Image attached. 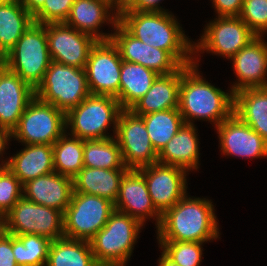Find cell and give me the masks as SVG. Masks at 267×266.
<instances>
[{"label": "cell", "mask_w": 267, "mask_h": 266, "mask_svg": "<svg viewBox=\"0 0 267 266\" xmlns=\"http://www.w3.org/2000/svg\"><path fill=\"white\" fill-rule=\"evenodd\" d=\"M189 196L187 193L162 215L156 229L158 241L205 243L220 238L213 202Z\"/></svg>", "instance_id": "cell-3"}, {"label": "cell", "mask_w": 267, "mask_h": 266, "mask_svg": "<svg viewBox=\"0 0 267 266\" xmlns=\"http://www.w3.org/2000/svg\"><path fill=\"white\" fill-rule=\"evenodd\" d=\"M0 227L13 236L36 234L51 241L64 236L63 212L22 196L6 214Z\"/></svg>", "instance_id": "cell-8"}, {"label": "cell", "mask_w": 267, "mask_h": 266, "mask_svg": "<svg viewBox=\"0 0 267 266\" xmlns=\"http://www.w3.org/2000/svg\"><path fill=\"white\" fill-rule=\"evenodd\" d=\"M84 167L103 169H128L115 137L83 140Z\"/></svg>", "instance_id": "cell-31"}, {"label": "cell", "mask_w": 267, "mask_h": 266, "mask_svg": "<svg viewBox=\"0 0 267 266\" xmlns=\"http://www.w3.org/2000/svg\"><path fill=\"white\" fill-rule=\"evenodd\" d=\"M113 3L119 9V0H108Z\"/></svg>", "instance_id": "cell-46"}, {"label": "cell", "mask_w": 267, "mask_h": 266, "mask_svg": "<svg viewBox=\"0 0 267 266\" xmlns=\"http://www.w3.org/2000/svg\"><path fill=\"white\" fill-rule=\"evenodd\" d=\"M6 158V167L22 185L37 177L54 172L53 145L31 144Z\"/></svg>", "instance_id": "cell-24"}, {"label": "cell", "mask_w": 267, "mask_h": 266, "mask_svg": "<svg viewBox=\"0 0 267 266\" xmlns=\"http://www.w3.org/2000/svg\"><path fill=\"white\" fill-rule=\"evenodd\" d=\"M89 95L85 69L55 61L50 62L43 81L35 89L36 98L65 114Z\"/></svg>", "instance_id": "cell-7"}, {"label": "cell", "mask_w": 267, "mask_h": 266, "mask_svg": "<svg viewBox=\"0 0 267 266\" xmlns=\"http://www.w3.org/2000/svg\"><path fill=\"white\" fill-rule=\"evenodd\" d=\"M118 22L119 9L108 0H75L65 21L67 25L93 36L97 41L111 39L112 34L99 31L103 24H112L114 28Z\"/></svg>", "instance_id": "cell-20"}, {"label": "cell", "mask_w": 267, "mask_h": 266, "mask_svg": "<svg viewBox=\"0 0 267 266\" xmlns=\"http://www.w3.org/2000/svg\"><path fill=\"white\" fill-rule=\"evenodd\" d=\"M23 196V185L7 168H0V223L14 204Z\"/></svg>", "instance_id": "cell-36"}, {"label": "cell", "mask_w": 267, "mask_h": 266, "mask_svg": "<svg viewBox=\"0 0 267 266\" xmlns=\"http://www.w3.org/2000/svg\"><path fill=\"white\" fill-rule=\"evenodd\" d=\"M0 266H18L12 251V235L0 227Z\"/></svg>", "instance_id": "cell-39"}, {"label": "cell", "mask_w": 267, "mask_h": 266, "mask_svg": "<svg viewBox=\"0 0 267 266\" xmlns=\"http://www.w3.org/2000/svg\"><path fill=\"white\" fill-rule=\"evenodd\" d=\"M122 110L115 97L90 94L65 114L66 130H70L69 135L83 140L112 138ZM111 124L114 133L112 136L106 133Z\"/></svg>", "instance_id": "cell-5"}, {"label": "cell", "mask_w": 267, "mask_h": 266, "mask_svg": "<svg viewBox=\"0 0 267 266\" xmlns=\"http://www.w3.org/2000/svg\"><path fill=\"white\" fill-rule=\"evenodd\" d=\"M45 266H99L89 241L61 237L51 241Z\"/></svg>", "instance_id": "cell-30"}, {"label": "cell", "mask_w": 267, "mask_h": 266, "mask_svg": "<svg viewBox=\"0 0 267 266\" xmlns=\"http://www.w3.org/2000/svg\"><path fill=\"white\" fill-rule=\"evenodd\" d=\"M119 23L143 43L168 51L182 66L194 63V41L173 13L119 10Z\"/></svg>", "instance_id": "cell-1"}, {"label": "cell", "mask_w": 267, "mask_h": 266, "mask_svg": "<svg viewBox=\"0 0 267 266\" xmlns=\"http://www.w3.org/2000/svg\"><path fill=\"white\" fill-rule=\"evenodd\" d=\"M25 9L34 16L44 5L46 0H18Z\"/></svg>", "instance_id": "cell-42"}, {"label": "cell", "mask_w": 267, "mask_h": 266, "mask_svg": "<svg viewBox=\"0 0 267 266\" xmlns=\"http://www.w3.org/2000/svg\"><path fill=\"white\" fill-rule=\"evenodd\" d=\"M49 54L52 61L85 68L91 48L97 40L65 22L46 24Z\"/></svg>", "instance_id": "cell-16"}, {"label": "cell", "mask_w": 267, "mask_h": 266, "mask_svg": "<svg viewBox=\"0 0 267 266\" xmlns=\"http://www.w3.org/2000/svg\"><path fill=\"white\" fill-rule=\"evenodd\" d=\"M67 131L53 144L54 171L73 179L84 167L83 139Z\"/></svg>", "instance_id": "cell-33"}, {"label": "cell", "mask_w": 267, "mask_h": 266, "mask_svg": "<svg viewBox=\"0 0 267 266\" xmlns=\"http://www.w3.org/2000/svg\"><path fill=\"white\" fill-rule=\"evenodd\" d=\"M158 76L147 67L122 60L119 88V103L122 109H130L148 92Z\"/></svg>", "instance_id": "cell-28"}, {"label": "cell", "mask_w": 267, "mask_h": 266, "mask_svg": "<svg viewBox=\"0 0 267 266\" xmlns=\"http://www.w3.org/2000/svg\"><path fill=\"white\" fill-rule=\"evenodd\" d=\"M51 57L46 24L33 22L14 47L2 58V63L34 89L43 81Z\"/></svg>", "instance_id": "cell-6"}, {"label": "cell", "mask_w": 267, "mask_h": 266, "mask_svg": "<svg viewBox=\"0 0 267 266\" xmlns=\"http://www.w3.org/2000/svg\"><path fill=\"white\" fill-rule=\"evenodd\" d=\"M234 114L267 142V87L236 92Z\"/></svg>", "instance_id": "cell-27"}, {"label": "cell", "mask_w": 267, "mask_h": 266, "mask_svg": "<svg viewBox=\"0 0 267 266\" xmlns=\"http://www.w3.org/2000/svg\"><path fill=\"white\" fill-rule=\"evenodd\" d=\"M12 139L11 131L5 127L0 126V159L4 158L3 154L6 153L5 149ZM9 141V142H8Z\"/></svg>", "instance_id": "cell-43"}, {"label": "cell", "mask_w": 267, "mask_h": 266, "mask_svg": "<svg viewBox=\"0 0 267 266\" xmlns=\"http://www.w3.org/2000/svg\"><path fill=\"white\" fill-rule=\"evenodd\" d=\"M1 167H6V161L4 159H2V161L0 163V168Z\"/></svg>", "instance_id": "cell-47"}, {"label": "cell", "mask_w": 267, "mask_h": 266, "mask_svg": "<svg viewBox=\"0 0 267 266\" xmlns=\"http://www.w3.org/2000/svg\"><path fill=\"white\" fill-rule=\"evenodd\" d=\"M141 117L157 153L164 148L185 123L178 108L152 112Z\"/></svg>", "instance_id": "cell-32"}, {"label": "cell", "mask_w": 267, "mask_h": 266, "mask_svg": "<svg viewBox=\"0 0 267 266\" xmlns=\"http://www.w3.org/2000/svg\"><path fill=\"white\" fill-rule=\"evenodd\" d=\"M143 225L135 218L114 210L105 226L90 240L99 266H126Z\"/></svg>", "instance_id": "cell-4"}, {"label": "cell", "mask_w": 267, "mask_h": 266, "mask_svg": "<svg viewBox=\"0 0 267 266\" xmlns=\"http://www.w3.org/2000/svg\"><path fill=\"white\" fill-rule=\"evenodd\" d=\"M239 17L257 36L267 34V0H244Z\"/></svg>", "instance_id": "cell-37"}, {"label": "cell", "mask_w": 267, "mask_h": 266, "mask_svg": "<svg viewBox=\"0 0 267 266\" xmlns=\"http://www.w3.org/2000/svg\"><path fill=\"white\" fill-rule=\"evenodd\" d=\"M199 42H193L194 56L204 51L230 60L257 35L239 16H216L206 24Z\"/></svg>", "instance_id": "cell-11"}, {"label": "cell", "mask_w": 267, "mask_h": 266, "mask_svg": "<svg viewBox=\"0 0 267 266\" xmlns=\"http://www.w3.org/2000/svg\"><path fill=\"white\" fill-rule=\"evenodd\" d=\"M75 0H46L42 8L33 16L36 23L65 22L70 15Z\"/></svg>", "instance_id": "cell-38"}, {"label": "cell", "mask_w": 267, "mask_h": 266, "mask_svg": "<svg viewBox=\"0 0 267 266\" xmlns=\"http://www.w3.org/2000/svg\"><path fill=\"white\" fill-rule=\"evenodd\" d=\"M196 125L184 123L179 131L158 153V162L180 167L187 171L197 170L200 166L199 139Z\"/></svg>", "instance_id": "cell-23"}, {"label": "cell", "mask_w": 267, "mask_h": 266, "mask_svg": "<svg viewBox=\"0 0 267 266\" xmlns=\"http://www.w3.org/2000/svg\"><path fill=\"white\" fill-rule=\"evenodd\" d=\"M127 170L83 167L73 177V192L99 196L115 203L121 178Z\"/></svg>", "instance_id": "cell-26"}, {"label": "cell", "mask_w": 267, "mask_h": 266, "mask_svg": "<svg viewBox=\"0 0 267 266\" xmlns=\"http://www.w3.org/2000/svg\"><path fill=\"white\" fill-rule=\"evenodd\" d=\"M223 155L241 158H267V142L236 114L216 127Z\"/></svg>", "instance_id": "cell-18"}, {"label": "cell", "mask_w": 267, "mask_h": 266, "mask_svg": "<svg viewBox=\"0 0 267 266\" xmlns=\"http://www.w3.org/2000/svg\"><path fill=\"white\" fill-rule=\"evenodd\" d=\"M161 251L180 266H200L203 243L189 241H158Z\"/></svg>", "instance_id": "cell-35"}, {"label": "cell", "mask_w": 267, "mask_h": 266, "mask_svg": "<svg viewBox=\"0 0 267 266\" xmlns=\"http://www.w3.org/2000/svg\"><path fill=\"white\" fill-rule=\"evenodd\" d=\"M264 37L257 36L231 58L238 80L230 88L234 94L247 88L267 87V42Z\"/></svg>", "instance_id": "cell-19"}, {"label": "cell", "mask_w": 267, "mask_h": 266, "mask_svg": "<svg viewBox=\"0 0 267 266\" xmlns=\"http://www.w3.org/2000/svg\"><path fill=\"white\" fill-rule=\"evenodd\" d=\"M65 132V113L35 97L11 134L22 145H53Z\"/></svg>", "instance_id": "cell-9"}, {"label": "cell", "mask_w": 267, "mask_h": 266, "mask_svg": "<svg viewBox=\"0 0 267 266\" xmlns=\"http://www.w3.org/2000/svg\"><path fill=\"white\" fill-rule=\"evenodd\" d=\"M114 203L99 196L73 192L63 213L64 236L89 241L107 223Z\"/></svg>", "instance_id": "cell-10"}, {"label": "cell", "mask_w": 267, "mask_h": 266, "mask_svg": "<svg viewBox=\"0 0 267 266\" xmlns=\"http://www.w3.org/2000/svg\"><path fill=\"white\" fill-rule=\"evenodd\" d=\"M9 0H0V6L4 5L5 3H7Z\"/></svg>", "instance_id": "cell-48"}, {"label": "cell", "mask_w": 267, "mask_h": 266, "mask_svg": "<svg viewBox=\"0 0 267 266\" xmlns=\"http://www.w3.org/2000/svg\"><path fill=\"white\" fill-rule=\"evenodd\" d=\"M34 98L35 89L2 64L0 66V126L12 132Z\"/></svg>", "instance_id": "cell-21"}, {"label": "cell", "mask_w": 267, "mask_h": 266, "mask_svg": "<svg viewBox=\"0 0 267 266\" xmlns=\"http://www.w3.org/2000/svg\"><path fill=\"white\" fill-rule=\"evenodd\" d=\"M113 29L111 40L118 48L122 60L140 64L158 75H169L182 67L168 51L143 43L119 22Z\"/></svg>", "instance_id": "cell-15"}, {"label": "cell", "mask_w": 267, "mask_h": 266, "mask_svg": "<svg viewBox=\"0 0 267 266\" xmlns=\"http://www.w3.org/2000/svg\"><path fill=\"white\" fill-rule=\"evenodd\" d=\"M144 176L156 210L163 215L187 194V171L156 162L138 169Z\"/></svg>", "instance_id": "cell-14"}, {"label": "cell", "mask_w": 267, "mask_h": 266, "mask_svg": "<svg viewBox=\"0 0 267 266\" xmlns=\"http://www.w3.org/2000/svg\"><path fill=\"white\" fill-rule=\"evenodd\" d=\"M244 0H212L217 16H239Z\"/></svg>", "instance_id": "cell-40"}, {"label": "cell", "mask_w": 267, "mask_h": 266, "mask_svg": "<svg viewBox=\"0 0 267 266\" xmlns=\"http://www.w3.org/2000/svg\"><path fill=\"white\" fill-rule=\"evenodd\" d=\"M115 210L137 219L143 226L146 219L156 221L159 227L162 215L156 210L148 192L143 174L137 169H128L120 181Z\"/></svg>", "instance_id": "cell-17"}, {"label": "cell", "mask_w": 267, "mask_h": 266, "mask_svg": "<svg viewBox=\"0 0 267 266\" xmlns=\"http://www.w3.org/2000/svg\"><path fill=\"white\" fill-rule=\"evenodd\" d=\"M33 22V16L18 0H9L0 6V59L14 47Z\"/></svg>", "instance_id": "cell-29"}, {"label": "cell", "mask_w": 267, "mask_h": 266, "mask_svg": "<svg viewBox=\"0 0 267 266\" xmlns=\"http://www.w3.org/2000/svg\"><path fill=\"white\" fill-rule=\"evenodd\" d=\"M122 59L112 40H98L85 65L87 84L92 95H109L119 101Z\"/></svg>", "instance_id": "cell-13"}, {"label": "cell", "mask_w": 267, "mask_h": 266, "mask_svg": "<svg viewBox=\"0 0 267 266\" xmlns=\"http://www.w3.org/2000/svg\"><path fill=\"white\" fill-rule=\"evenodd\" d=\"M157 266H180L179 264L174 263L170 260L163 252L161 253V257L158 259Z\"/></svg>", "instance_id": "cell-44"}, {"label": "cell", "mask_w": 267, "mask_h": 266, "mask_svg": "<svg viewBox=\"0 0 267 266\" xmlns=\"http://www.w3.org/2000/svg\"><path fill=\"white\" fill-rule=\"evenodd\" d=\"M115 139L128 169H140L158 162L144 120L130 109H123L119 115Z\"/></svg>", "instance_id": "cell-12"}, {"label": "cell", "mask_w": 267, "mask_h": 266, "mask_svg": "<svg viewBox=\"0 0 267 266\" xmlns=\"http://www.w3.org/2000/svg\"><path fill=\"white\" fill-rule=\"evenodd\" d=\"M73 194V179L57 172L37 177L23 185V196L64 213Z\"/></svg>", "instance_id": "cell-22"}, {"label": "cell", "mask_w": 267, "mask_h": 266, "mask_svg": "<svg viewBox=\"0 0 267 266\" xmlns=\"http://www.w3.org/2000/svg\"><path fill=\"white\" fill-rule=\"evenodd\" d=\"M198 58L194 56L193 64L181 67L178 109L185 123L195 125L194 119L206 120L216 128L234 113V93L206 81L199 73Z\"/></svg>", "instance_id": "cell-2"}, {"label": "cell", "mask_w": 267, "mask_h": 266, "mask_svg": "<svg viewBox=\"0 0 267 266\" xmlns=\"http://www.w3.org/2000/svg\"><path fill=\"white\" fill-rule=\"evenodd\" d=\"M161 1L163 0H128L119 10L167 12L160 6Z\"/></svg>", "instance_id": "cell-41"}, {"label": "cell", "mask_w": 267, "mask_h": 266, "mask_svg": "<svg viewBox=\"0 0 267 266\" xmlns=\"http://www.w3.org/2000/svg\"><path fill=\"white\" fill-rule=\"evenodd\" d=\"M128 0H119V9H121Z\"/></svg>", "instance_id": "cell-45"}, {"label": "cell", "mask_w": 267, "mask_h": 266, "mask_svg": "<svg viewBox=\"0 0 267 266\" xmlns=\"http://www.w3.org/2000/svg\"><path fill=\"white\" fill-rule=\"evenodd\" d=\"M181 68L169 75H159L148 92L130 110L139 116L179 107Z\"/></svg>", "instance_id": "cell-25"}, {"label": "cell", "mask_w": 267, "mask_h": 266, "mask_svg": "<svg viewBox=\"0 0 267 266\" xmlns=\"http://www.w3.org/2000/svg\"><path fill=\"white\" fill-rule=\"evenodd\" d=\"M51 240L36 234L12 235V251L18 266H45Z\"/></svg>", "instance_id": "cell-34"}]
</instances>
